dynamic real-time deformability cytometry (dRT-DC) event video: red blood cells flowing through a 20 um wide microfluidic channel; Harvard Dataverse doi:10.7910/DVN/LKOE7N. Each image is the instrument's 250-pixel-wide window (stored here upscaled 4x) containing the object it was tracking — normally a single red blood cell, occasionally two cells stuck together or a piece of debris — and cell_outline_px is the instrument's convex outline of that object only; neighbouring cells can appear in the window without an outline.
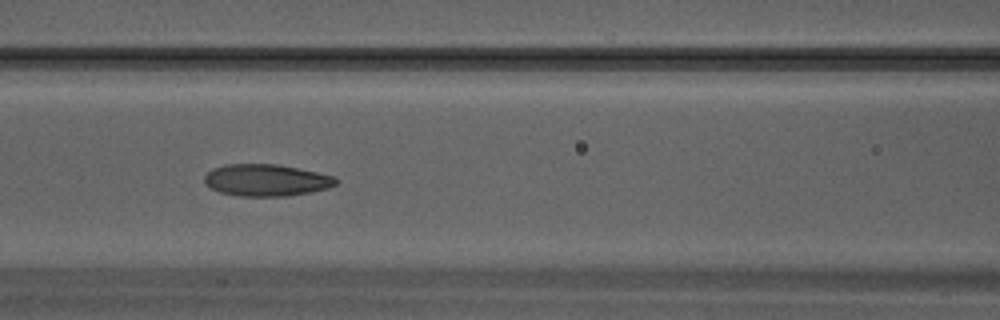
{"species": "Egyptian fruit bat (a non-hibernating species)", "species_latin": "Rousettus aegyptiacus", "temperature_condition": "warm", "stored_images_in_passage": 32, "camera_frame_rate_fps": 3000, "um_per_image_px": 0.085, "animal": {"sex": "male"}, "frame": {"image": 1, "passage_image": 14, "time_ms": 4.333, "image_size_px": [1000, 320], "cell_outline_px": [[340, 180], [336, 184], [328, 188], [312, 192], [284, 196], [240, 196], [220, 192], [204, 184], [204, 176], [212, 168], [224, 164], [280, 164], [336, 176]], "centroid_in_image_um": [22.65, 15.3], "position_along_channel_um": 143.9, "area_um2": 24.68}}
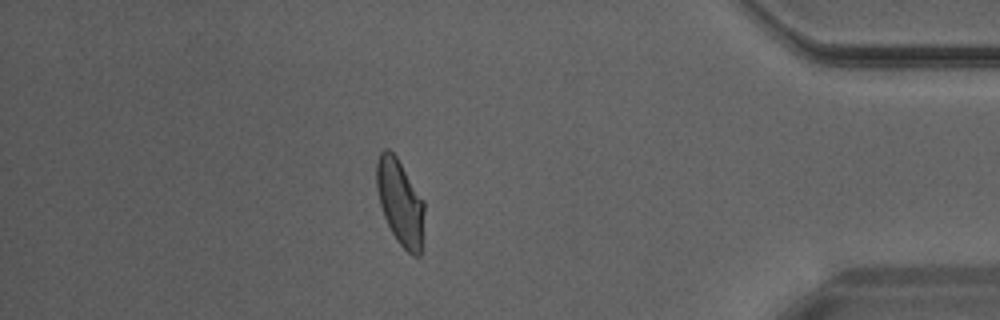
{"frame": {"image": 2, "passage_image": 28, "time_ms": 9.0, "image_size_px": [1000, 320], "cell_outline_px": [[424, 212], [420, 256], [412, 256], [396, 240], [384, 216], [380, 204], [376, 188], [376, 164], [380, 152], [384, 148], [388, 148], [396, 156], [424, 200]], "centroid_in_image_um": [34.0, 17.18], "position_along_channel_um": 401.2, "area_um2": 23.76}}